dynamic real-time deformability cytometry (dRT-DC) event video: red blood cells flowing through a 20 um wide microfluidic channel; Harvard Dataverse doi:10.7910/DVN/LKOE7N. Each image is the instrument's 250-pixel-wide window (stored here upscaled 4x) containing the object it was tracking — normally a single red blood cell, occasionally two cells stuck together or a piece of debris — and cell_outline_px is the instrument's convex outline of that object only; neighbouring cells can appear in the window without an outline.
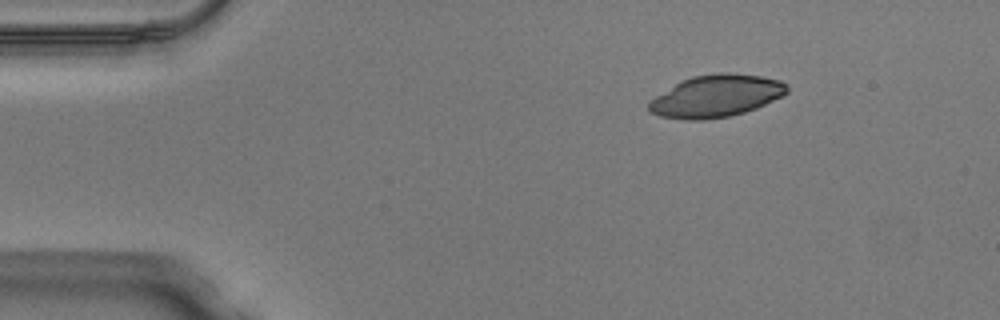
{"species": "Egyptian fruit bat (a non-hibernating species)", "species_latin": "Rousettus aegyptiacus", "temperature_condition": "warm", "stored_images_in_passage": 43, "camera_frame_rate_fps": 3000, "um_per_image_px": 0.085, "animal": {"sex": "male"}, "frame": {"image": 1, "passage_image": 1, "time_ms": 0.0, "image_size_px": [1000, 320], "cell_outline_px": [[788, 92], [784, 96], [756, 108], [744, 112], [728, 116], [704, 120], [684, 120], [660, 116], [648, 112], [648, 100], [680, 80], [692, 76], [716, 72], [728, 72], [760, 76], [780, 80], [788, 84]], "centroid_in_image_um": [60.84, 8.15], "position_along_channel_um": 24.2, "area_um2": 34.45}}